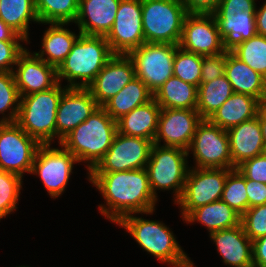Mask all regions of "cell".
Here are the masks:
<instances>
[{"label":"cell","instance_id":"obj_19","mask_svg":"<svg viewBox=\"0 0 266 267\" xmlns=\"http://www.w3.org/2000/svg\"><path fill=\"white\" fill-rule=\"evenodd\" d=\"M13 71L20 97L51 89L57 83V71L52 65L40 59L34 52L25 49L17 59Z\"/></svg>","mask_w":266,"mask_h":267},{"label":"cell","instance_id":"obj_9","mask_svg":"<svg viewBox=\"0 0 266 267\" xmlns=\"http://www.w3.org/2000/svg\"><path fill=\"white\" fill-rule=\"evenodd\" d=\"M193 152L196 168L234 169L230 155L227 130L203 119L196 128L191 144L187 149Z\"/></svg>","mask_w":266,"mask_h":267},{"label":"cell","instance_id":"obj_26","mask_svg":"<svg viewBox=\"0 0 266 267\" xmlns=\"http://www.w3.org/2000/svg\"><path fill=\"white\" fill-rule=\"evenodd\" d=\"M260 105L258 99L234 92L208 120L221 129L228 130L255 118Z\"/></svg>","mask_w":266,"mask_h":267},{"label":"cell","instance_id":"obj_14","mask_svg":"<svg viewBox=\"0 0 266 267\" xmlns=\"http://www.w3.org/2000/svg\"><path fill=\"white\" fill-rule=\"evenodd\" d=\"M106 40L113 54L128 55L145 43L142 0H121L115 21Z\"/></svg>","mask_w":266,"mask_h":267},{"label":"cell","instance_id":"obj_1","mask_svg":"<svg viewBox=\"0 0 266 267\" xmlns=\"http://www.w3.org/2000/svg\"><path fill=\"white\" fill-rule=\"evenodd\" d=\"M88 179L106 200L99 205L100 213L117 223L128 214H151L157 199L154 197L145 168L120 172H89Z\"/></svg>","mask_w":266,"mask_h":267},{"label":"cell","instance_id":"obj_11","mask_svg":"<svg viewBox=\"0 0 266 267\" xmlns=\"http://www.w3.org/2000/svg\"><path fill=\"white\" fill-rule=\"evenodd\" d=\"M40 145L16 122L0 123V170L21 177L30 173Z\"/></svg>","mask_w":266,"mask_h":267},{"label":"cell","instance_id":"obj_3","mask_svg":"<svg viewBox=\"0 0 266 267\" xmlns=\"http://www.w3.org/2000/svg\"><path fill=\"white\" fill-rule=\"evenodd\" d=\"M113 55L106 37L81 34L56 69L57 80L67 79V87L88 88Z\"/></svg>","mask_w":266,"mask_h":267},{"label":"cell","instance_id":"obj_10","mask_svg":"<svg viewBox=\"0 0 266 267\" xmlns=\"http://www.w3.org/2000/svg\"><path fill=\"white\" fill-rule=\"evenodd\" d=\"M232 169L196 168L187 174L184 190L176 202L180 205L183 219L197 207L221 200L227 174Z\"/></svg>","mask_w":266,"mask_h":267},{"label":"cell","instance_id":"obj_45","mask_svg":"<svg viewBox=\"0 0 266 267\" xmlns=\"http://www.w3.org/2000/svg\"><path fill=\"white\" fill-rule=\"evenodd\" d=\"M256 0H221L216 11H256Z\"/></svg>","mask_w":266,"mask_h":267},{"label":"cell","instance_id":"obj_28","mask_svg":"<svg viewBox=\"0 0 266 267\" xmlns=\"http://www.w3.org/2000/svg\"><path fill=\"white\" fill-rule=\"evenodd\" d=\"M161 109H193L198 102V87L178 77H170L154 94Z\"/></svg>","mask_w":266,"mask_h":267},{"label":"cell","instance_id":"obj_22","mask_svg":"<svg viewBox=\"0 0 266 267\" xmlns=\"http://www.w3.org/2000/svg\"><path fill=\"white\" fill-rule=\"evenodd\" d=\"M226 265L254 267L252 240L245 234L242 224L210 233Z\"/></svg>","mask_w":266,"mask_h":267},{"label":"cell","instance_id":"obj_39","mask_svg":"<svg viewBox=\"0 0 266 267\" xmlns=\"http://www.w3.org/2000/svg\"><path fill=\"white\" fill-rule=\"evenodd\" d=\"M245 234L252 240L266 235V204L248 208L241 216Z\"/></svg>","mask_w":266,"mask_h":267},{"label":"cell","instance_id":"obj_16","mask_svg":"<svg viewBox=\"0 0 266 267\" xmlns=\"http://www.w3.org/2000/svg\"><path fill=\"white\" fill-rule=\"evenodd\" d=\"M199 112L193 109H161L154 142L163 146L179 147L187 150L202 121Z\"/></svg>","mask_w":266,"mask_h":267},{"label":"cell","instance_id":"obj_4","mask_svg":"<svg viewBox=\"0 0 266 267\" xmlns=\"http://www.w3.org/2000/svg\"><path fill=\"white\" fill-rule=\"evenodd\" d=\"M66 88L58 82L49 90L20 97L16 123L40 144H51L56 137L57 109Z\"/></svg>","mask_w":266,"mask_h":267},{"label":"cell","instance_id":"obj_40","mask_svg":"<svg viewBox=\"0 0 266 267\" xmlns=\"http://www.w3.org/2000/svg\"><path fill=\"white\" fill-rule=\"evenodd\" d=\"M227 50L217 55L203 56L201 82H210L225 74Z\"/></svg>","mask_w":266,"mask_h":267},{"label":"cell","instance_id":"obj_13","mask_svg":"<svg viewBox=\"0 0 266 267\" xmlns=\"http://www.w3.org/2000/svg\"><path fill=\"white\" fill-rule=\"evenodd\" d=\"M51 144H41L32 165V174H38L48 193L56 198L65 191L76 157L61 146L50 148Z\"/></svg>","mask_w":266,"mask_h":267},{"label":"cell","instance_id":"obj_44","mask_svg":"<svg viewBox=\"0 0 266 267\" xmlns=\"http://www.w3.org/2000/svg\"><path fill=\"white\" fill-rule=\"evenodd\" d=\"M221 0H182L188 14H213Z\"/></svg>","mask_w":266,"mask_h":267},{"label":"cell","instance_id":"obj_35","mask_svg":"<svg viewBox=\"0 0 266 267\" xmlns=\"http://www.w3.org/2000/svg\"><path fill=\"white\" fill-rule=\"evenodd\" d=\"M221 200L241 216L248 209L246 178L235 168L227 174Z\"/></svg>","mask_w":266,"mask_h":267},{"label":"cell","instance_id":"obj_5","mask_svg":"<svg viewBox=\"0 0 266 267\" xmlns=\"http://www.w3.org/2000/svg\"><path fill=\"white\" fill-rule=\"evenodd\" d=\"M116 224L124 227L142 249L159 261L173 267H188L190 259L164 223L128 214Z\"/></svg>","mask_w":266,"mask_h":267},{"label":"cell","instance_id":"obj_7","mask_svg":"<svg viewBox=\"0 0 266 267\" xmlns=\"http://www.w3.org/2000/svg\"><path fill=\"white\" fill-rule=\"evenodd\" d=\"M187 156L188 152L183 148L153 143L145 169L148 173L150 189L156 199V190L172 188L175 192V204L180 199L189 171Z\"/></svg>","mask_w":266,"mask_h":267},{"label":"cell","instance_id":"obj_2","mask_svg":"<svg viewBox=\"0 0 266 267\" xmlns=\"http://www.w3.org/2000/svg\"><path fill=\"white\" fill-rule=\"evenodd\" d=\"M118 132L117 121L102 106L87 120L66 135L59 145L71 152L79 162H87L90 172L104 157Z\"/></svg>","mask_w":266,"mask_h":267},{"label":"cell","instance_id":"obj_21","mask_svg":"<svg viewBox=\"0 0 266 267\" xmlns=\"http://www.w3.org/2000/svg\"><path fill=\"white\" fill-rule=\"evenodd\" d=\"M230 155L234 169L244 161L266 153L258 117L242 122L227 130Z\"/></svg>","mask_w":266,"mask_h":267},{"label":"cell","instance_id":"obj_12","mask_svg":"<svg viewBox=\"0 0 266 267\" xmlns=\"http://www.w3.org/2000/svg\"><path fill=\"white\" fill-rule=\"evenodd\" d=\"M153 142L116 133L112 145L90 172H120L146 167Z\"/></svg>","mask_w":266,"mask_h":267},{"label":"cell","instance_id":"obj_17","mask_svg":"<svg viewBox=\"0 0 266 267\" xmlns=\"http://www.w3.org/2000/svg\"><path fill=\"white\" fill-rule=\"evenodd\" d=\"M99 107L88 88L67 87L62 93L56 117V137L61 140Z\"/></svg>","mask_w":266,"mask_h":267},{"label":"cell","instance_id":"obj_48","mask_svg":"<svg viewBox=\"0 0 266 267\" xmlns=\"http://www.w3.org/2000/svg\"><path fill=\"white\" fill-rule=\"evenodd\" d=\"M5 40H22L26 41L15 30L8 26L4 21L0 19V41Z\"/></svg>","mask_w":266,"mask_h":267},{"label":"cell","instance_id":"obj_47","mask_svg":"<svg viewBox=\"0 0 266 267\" xmlns=\"http://www.w3.org/2000/svg\"><path fill=\"white\" fill-rule=\"evenodd\" d=\"M256 33L266 37V1L259 10L255 12Z\"/></svg>","mask_w":266,"mask_h":267},{"label":"cell","instance_id":"obj_30","mask_svg":"<svg viewBox=\"0 0 266 267\" xmlns=\"http://www.w3.org/2000/svg\"><path fill=\"white\" fill-rule=\"evenodd\" d=\"M152 98L153 93L147 88L146 84L141 79L135 77L102 107L117 121L123 115L149 102Z\"/></svg>","mask_w":266,"mask_h":267},{"label":"cell","instance_id":"obj_50","mask_svg":"<svg viewBox=\"0 0 266 267\" xmlns=\"http://www.w3.org/2000/svg\"><path fill=\"white\" fill-rule=\"evenodd\" d=\"M263 103H266V82H265V97H264Z\"/></svg>","mask_w":266,"mask_h":267},{"label":"cell","instance_id":"obj_27","mask_svg":"<svg viewBox=\"0 0 266 267\" xmlns=\"http://www.w3.org/2000/svg\"><path fill=\"white\" fill-rule=\"evenodd\" d=\"M50 24L42 39L43 50L35 54L57 69L71 51L81 32L79 31V35L76 36L75 33L63 28L67 23ZM45 55H47V58L44 57Z\"/></svg>","mask_w":266,"mask_h":267},{"label":"cell","instance_id":"obj_18","mask_svg":"<svg viewBox=\"0 0 266 267\" xmlns=\"http://www.w3.org/2000/svg\"><path fill=\"white\" fill-rule=\"evenodd\" d=\"M135 78V66L128 55L114 54L88 86L99 106H103Z\"/></svg>","mask_w":266,"mask_h":267},{"label":"cell","instance_id":"obj_29","mask_svg":"<svg viewBox=\"0 0 266 267\" xmlns=\"http://www.w3.org/2000/svg\"><path fill=\"white\" fill-rule=\"evenodd\" d=\"M183 220L201 222L210 233L229 229L241 224V215L222 200L193 209Z\"/></svg>","mask_w":266,"mask_h":267},{"label":"cell","instance_id":"obj_23","mask_svg":"<svg viewBox=\"0 0 266 267\" xmlns=\"http://www.w3.org/2000/svg\"><path fill=\"white\" fill-rule=\"evenodd\" d=\"M161 107L152 98L117 120L120 134L141 137L154 142Z\"/></svg>","mask_w":266,"mask_h":267},{"label":"cell","instance_id":"obj_49","mask_svg":"<svg viewBox=\"0 0 266 267\" xmlns=\"http://www.w3.org/2000/svg\"><path fill=\"white\" fill-rule=\"evenodd\" d=\"M257 117L261 126L262 138L264 143L266 144V103H261Z\"/></svg>","mask_w":266,"mask_h":267},{"label":"cell","instance_id":"obj_20","mask_svg":"<svg viewBox=\"0 0 266 267\" xmlns=\"http://www.w3.org/2000/svg\"><path fill=\"white\" fill-rule=\"evenodd\" d=\"M120 1L79 0L74 23H77L81 34L106 37L113 27Z\"/></svg>","mask_w":266,"mask_h":267},{"label":"cell","instance_id":"obj_33","mask_svg":"<svg viewBox=\"0 0 266 267\" xmlns=\"http://www.w3.org/2000/svg\"><path fill=\"white\" fill-rule=\"evenodd\" d=\"M79 0H35L39 23L75 22Z\"/></svg>","mask_w":266,"mask_h":267},{"label":"cell","instance_id":"obj_38","mask_svg":"<svg viewBox=\"0 0 266 267\" xmlns=\"http://www.w3.org/2000/svg\"><path fill=\"white\" fill-rule=\"evenodd\" d=\"M21 188V176L0 170V219L15 211Z\"/></svg>","mask_w":266,"mask_h":267},{"label":"cell","instance_id":"obj_46","mask_svg":"<svg viewBox=\"0 0 266 267\" xmlns=\"http://www.w3.org/2000/svg\"><path fill=\"white\" fill-rule=\"evenodd\" d=\"M253 266L266 267V235L252 241Z\"/></svg>","mask_w":266,"mask_h":267},{"label":"cell","instance_id":"obj_36","mask_svg":"<svg viewBox=\"0 0 266 267\" xmlns=\"http://www.w3.org/2000/svg\"><path fill=\"white\" fill-rule=\"evenodd\" d=\"M202 59V55L187 52L177 46L173 62V76L199 87L201 84Z\"/></svg>","mask_w":266,"mask_h":267},{"label":"cell","instance_id":"obj_43","mask_svg":"<svg viewBox=\"0 0 266 267\" xmlns=\"http://www.w3.org/2000/svg\"><path fill=\"white\" fill-rule=\"evenodd\" d=\"M248 208L266 204V183L246 179Z\"/></svg>","mask_w":266,"mask_h":267},{"label":"cell","instance_id":"obj_41","mask_svg":"<svg viewBox=\"0 0 266 267\" xmlns=\"http://www.w3.org/2000/svg\"><path fill=\"white\" fill-rule=\"evenodd\" d=\"M19 41L21 40L0 41V72L14 71L13 66H16L19 55L26 49Z\"/></svg>","mask_w":266,"mask_h":267},{"label":"cell","instance_id":"obj_51","mask_svg":"<svg viewBox=\"0 0 266 267\" xmlns=\"http://www.w3.org/2000/svg\"><path fill=\"white\" fill-rule=\"evenodd\" d=\"M188 267H194V264L192 263V261H189Z\"/></svg>","mask_w":266,"mask_h":267},{"label":"cell","instance_id":"obj_8","mask_svg":"<svg viewBox=\"0 0 266 267\" xmlns=\"http://www.w3.org/2000/svg\"><path fill=\"white\" fill-rule=\"evenodd\" d=\"M177 46L145 42L128 54L135 66V77L141 79L153 94L173 76Z\"/></svg>","mask_w":266,"mask_h":267},{"label":"cell","instance_id":"obj_37","mask_svg":"<svg viewBox=\"0 0 266 267\" xmlns=\"http://www.w3.org/2000/svg\"><path fill=\"white\" fill-rule=\"evenodd\" d=\"M14 105V107H13ZM20 105V95L13 72H0V113L11 108L9 117L0 119V123L16 122Z\"/></svg>","mask_w":266,"mask_h":267},{"label":"cell","instance_id":"obj_15","mask_svg":"<svg viewBox=\"0 0 266 267\" xmlns=\"http://www.w3.org/2000/svg\"><path fill=\"white\" fill-rule=\"evenodd\" d=\"M178 46L202 56L217 55L228 49L213 14H187Z\"/></svg>","mask_w":266,"mask_h":267},{"label":"cell","instance_id":"obj_24","mask_svg":"<svg viewBox=\"0 0 266 267\" xmlns=\"http://www.w3.org/2000/svg\"><path fill=\"white\" fill-rule=\"evenodd\" d=\"M225 76L233 92L250 95L263 103L266 78L235 57L229 49H227Z\"/></svg>","mask_w":266,"mask_h":267},{"label":"cell","instance_id":"obj_34","mask_svg":"<svg viewBox=\"0 0 266 267\" xmlns=\"http://www.w3.org/2000/svg\"><path fill=\"white\" fill-rule=\"evenodd\" d=\"M230 52L252 70L266 78V37L256 34L254 37L234 44Z\"/></svg>","mask_w":266,"mask_h":267},{"label":"cell","instance_id":"obj_6","mask_svg":"<svg viewBox=\"0 0 266 267\" xmlns=\"http://www.w3.org/2000/svg\"><path fill=\"white\" fill-rule=\"evenodd\" d=\"M187 14L182 0H142L145 42L179 45Z\"/></svg>","mask_w":266,"mask_h":267},{"label":"cell","instance_id":"obj_31","mask_svg":"<svg viewBox=\"0 0 266 267\" xmlns=\"http://www.w3.org/2000/svg\"><path fill=\"white\" fill-rule=\"evenodd\" d=\"M233 93L225 74L210 82H201L196 110L202 119H209Z\"/></svg>","mask_w":266,"mask_h":267},{"label":"cell","instance_id":"obj_25","mask_svg":"<svg viewBox=\"0 0 266 267\" xmlns=\"http://www.w3.org/2000/svg\"><path fill=\"white\" fill-rule=\"evenodd\" d=\"M256 11H215L213 13L221 38L229 49L234 44L254 37Z\"/></svg>","mask_w":266,"mask_h":267},{"label":"cell","instance_id":"obj_32","mask_svg":"<svg viewBox=\"0 0 266 267\" xmlns=\"http://www.w3.org/2000/svg\"><path fill=\"white\" fill-rule=\"evenodd\" d=\"M0 19L27 42L29 21L39 23L35 0H0Z\"/></svg>","mask_w":266,"mask_h":267},{"label":"cell","instance_id":"obj_42","mask_svg":"<svg viewBox=\"0 0 266 267\" xmlns=\"http://www.w3.org/2000/svg\"><path fill=\"white\" fill-rule=\"evenodd\" d=\"M237 169L246 179L266 183V153L244 161Z\"/></svg>","mask_w":266,"mask_h":267}]
</instances>
